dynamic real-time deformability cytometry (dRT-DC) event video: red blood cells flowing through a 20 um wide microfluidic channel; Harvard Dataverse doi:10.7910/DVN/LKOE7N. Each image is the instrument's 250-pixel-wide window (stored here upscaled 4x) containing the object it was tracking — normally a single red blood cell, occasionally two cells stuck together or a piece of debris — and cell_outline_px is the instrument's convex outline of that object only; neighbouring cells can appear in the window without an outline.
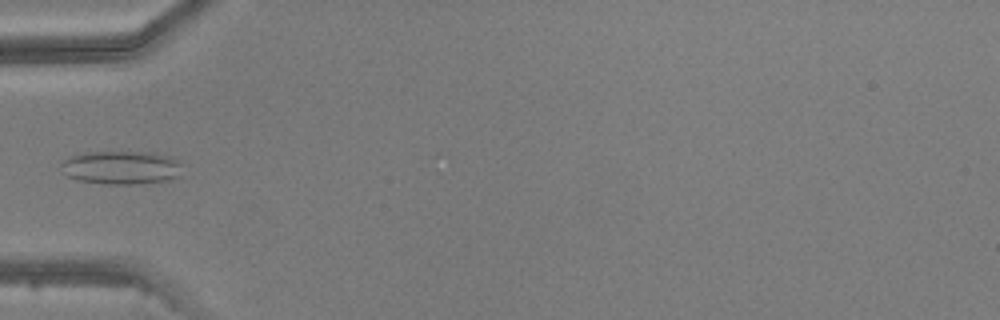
{"species": "common noctule bat (a hibernating species)", "species_latin": "Nyctalus noctula", "temperature_condition": "warm", "stored_images_in_passage": 4, "camera_frame_rate_fps": 3000, "um_per_image_px": 0.085, "animal": {"sex": "male", "body_mass_g": 20.5, "forearm_length_mm": 52.5}, "frame": {"image": 1, "passage_image": 4, "time_ms": 4.667, "image_size_px": [1000, 320], "cell_outline_px": [[180, 176], [172, 180], [140, 184], [104, 184], [80, 180], [68, 176], [64, 172], [60, 164], [64, 160], [72, 156], [84, 152], [156, 152], [168, 156], [176, 160], [180, 164]], "centroid_in_image_um": [10.34, 14.25], "position_along_channel_um": 74.7, "area_um2": 23.7}}